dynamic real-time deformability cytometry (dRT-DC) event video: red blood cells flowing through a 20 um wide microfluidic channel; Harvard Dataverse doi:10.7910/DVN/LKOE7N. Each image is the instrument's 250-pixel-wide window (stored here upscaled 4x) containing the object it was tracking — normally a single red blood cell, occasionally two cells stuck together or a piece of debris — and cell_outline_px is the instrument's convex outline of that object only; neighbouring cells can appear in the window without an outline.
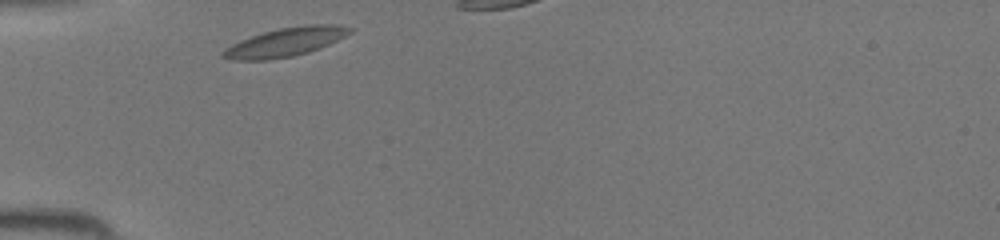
{"species": "common noctule bat (a hibernating species)", "species_latin": "Nyctalus noctula", "temperature_condition": "room temperature", "stored_images_in_passage": 13, "camera_frame_rate_fps": 3000, "um_per_image_px": 0.085, "animal": {"sex": "female", "body_mass_g": 19.5, "forearm_length_mm": 54.1}, "frame": {"image": 1, "passage_image": 1, "time_ms": 0.0, "image_size_px": [1000, 240], "cell_outline_px": [[352, 32], [320, 48], [308, 52], [292, 56], [268, 60], [232, 60], [220, 56], [220, 52], [224, 48], [240, 40], [264, 32], [280, 28], [304, 24], [336, 24], [352, 28]], "centroid_in_image_um": [24.22, 3.58], "position_along_channel_um": 60.8, "area_um2": 21.21}}
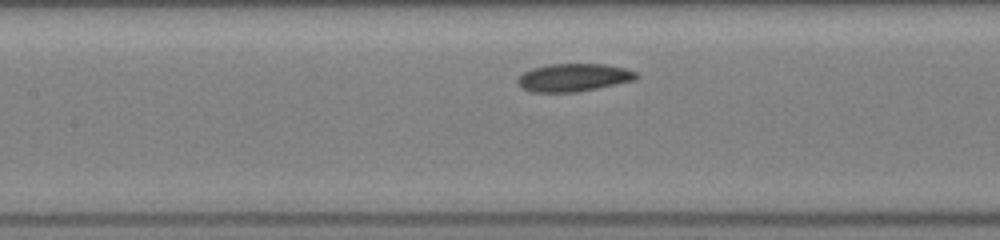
{"frame": {"image": 2, "passage_image": 8, "time_ms": 2.333, "image_size_px": [1000, 240], "cell_outline_px": [[640, 76], [636, 80], [576, 92], [532, 92], [520, 88], [516, 80], [524, 72], [532, 68], [548, 64], [604, 64], [624, 68], [636, 72]], "centroid_in_image_um": [48.74, 6.59], "position_along_channel_um": 158.7, "area_um2": 19.31}}
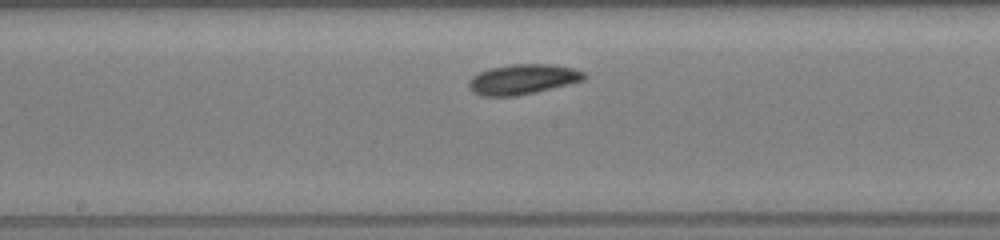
{"frame": {"image": 3, "passage_image": 11, "time_ms": 3.333, "image_size_px": [1000, 240], "cell_outline_px": [[588, 76], [584, 80], [536, 92], [516, 96], [480, 96], [472, 92], [468, 88], [468, 80], [472, 76], [488, 68], [512, 64], [556, 64], [572, 68], [584, 72]], "centroid_in_image_um": [44.41, 6.74], "position_along_channel_um": 203.8, "area_um2": 20.46}}